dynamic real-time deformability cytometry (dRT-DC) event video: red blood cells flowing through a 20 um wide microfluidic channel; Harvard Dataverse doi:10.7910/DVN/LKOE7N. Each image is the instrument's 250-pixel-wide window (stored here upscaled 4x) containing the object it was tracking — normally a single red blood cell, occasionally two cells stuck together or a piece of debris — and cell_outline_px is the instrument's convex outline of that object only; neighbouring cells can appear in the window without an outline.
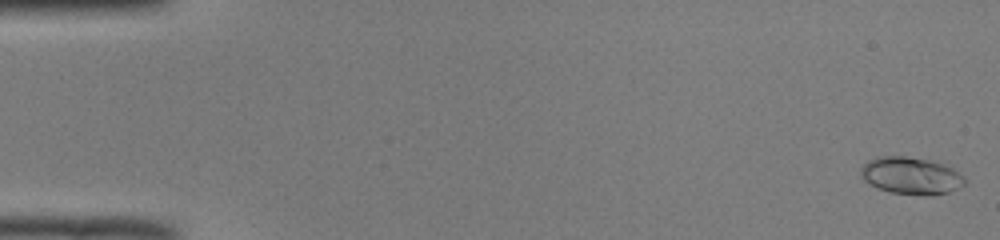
{"species": "common noctule bat (a hibernating species)", "species_latin": "Nyctalus noctula", "temperature_condition": "room temperature", "stored_images_in_passage": 52, "camera_frame_rate_fps": 3000, "um_per_image_px": 0.085, "animal": {"sex": "male", "body_mass_g": 19.0, "forearm_length_mm": 50.8}, "frame": {"image": 1, "passage_image": 1, "time_ms": 0.0, "image_size_px": [1000, 240], "cell_outline_px": [[968, 180], [964, 184], [948, 192], [932, 196], [924, 196], [888, 192], [876, 188], [868, 184], [860, 176], [860, 168], [868, 160], [876, 156], [904, 156], [924, 160], [940, 164], [952, 168], [964, 176]], "centroid_in_image_um": [77.39, 14.96], "position_along_channel_um": 7.6, "area_um2": 22.66}}
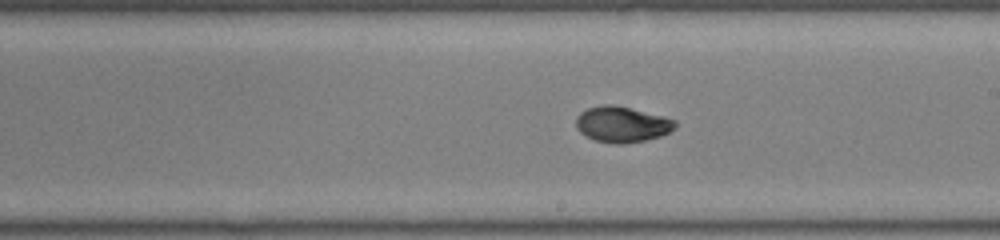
{"frame": {"image": 2, "passage_image": 30, "time_ms": 9.667, "image_size_px": [1000, 240], "cell_outline_px": [[676, 128], [660, 136], [644, 140], [620, 144], [616, 144], [596, 140], [580, 132], [576, 128], [576, 116], [580, 112], [588, 108], [604, 104], [612, 104], [664, 116], [676, 120]], "centroid_in_image_um": [52.87, 10.56], "position_along_channel_um": 236.1, "area_um2": 20.52}}
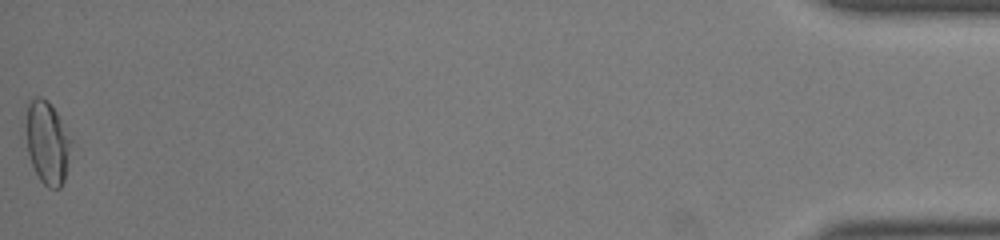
{"frame": {"image": 3, "passage_image": 52, "time_ms": 17.0, "image_size_px": [1000, 240], "cell_outline_px": [[72, 140], [64, 180], [60, 188], [48, 188], [40, 180], [32, 164], [28, 152], [28, 104], [36, 96], [40, 96], [48, 100], [56, 112]], "centroid_in_image_um": [4.05, 12.14], "position_along_channel_um": 431.1, "area_um2": 21.1}, "authors_computed_cell_mechanics": {"area_um2": 20.2878, "velocity_mm_per_s": 3.9562, "shape_relaxation_time_tau1_ms": 4.8798, "shape_relaxation_time_tau2_ms": 2.1434, "deformation_change_tau1": 0.1836, "deformation_change_tau2": 0.0417}}